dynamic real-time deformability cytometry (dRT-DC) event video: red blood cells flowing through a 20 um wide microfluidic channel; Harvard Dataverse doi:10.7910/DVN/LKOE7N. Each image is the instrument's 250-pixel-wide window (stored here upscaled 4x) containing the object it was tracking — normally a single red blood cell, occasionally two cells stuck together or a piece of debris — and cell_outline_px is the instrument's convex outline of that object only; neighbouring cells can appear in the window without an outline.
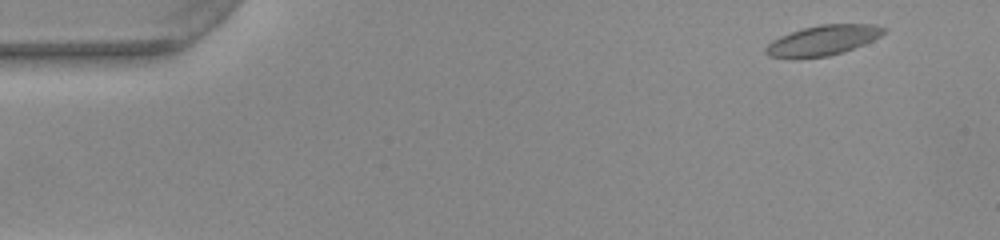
{"species": "common noctule bat (a hibernating species)", "species_latin": "Nyctalus noctula", "temperature_condition": "warm", "stored_images_in_passage": 51, "camera_frame_rate_fps": 3000, "um_per_image_px": 0.085, "animal": {"sex": "female", "body_mass_g": 22.0, "forearm_length_mm": 56.7}, "frame": {"image": 1, "passage_image": 3, "time_ms": 0.667, "image_size_px": [1000, 240], "cell_outline_px": [[888, 28], [880, 36], [864, 44], [844, 52], [828, 56], [800, 60], [788, 60], [768, 56], [764, 52], [764, 48], [772, 40], [780, 36], [804, 28], [820, 24], [876, 24]], "centroid_in_image_um": [69.89, 3.47], "position_along_channel_um": 15.1, "area_um2": 21.27}}
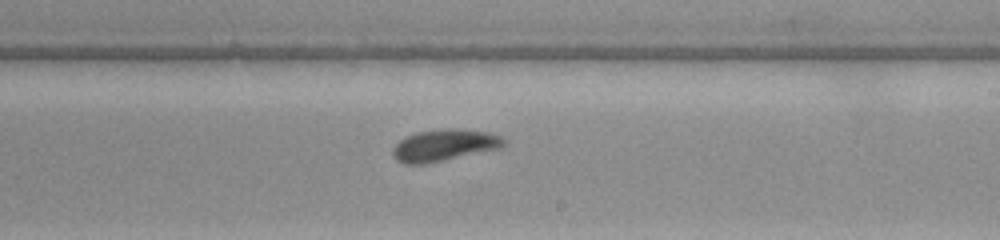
{"frame": {"image": 2, "passage_image": 30, "time_ms": 9.667, "image_size_px": [1000, 240], "cell_outline_px": [[508, 140], [500, 148], [424, 164], [404, 164], [396, 160], [392, 156], [392, 148], [404, 136], [416, 132], [444, 128], [456, 128], [488, 132], [500, 136]], "centroid_in_image_um": [37.73, 12.33], "position_along_channel_um": 251.3, "area_um2": 20.63}}
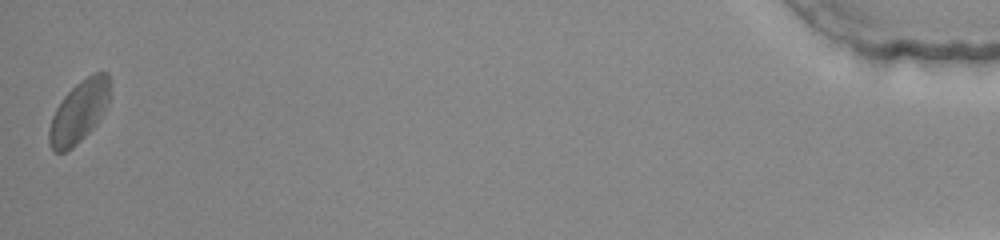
{"frame": {"image": 3, "passage_image": 51, "time_ms": 16.667, "image_size_px": [1000, 240], "cell_outline_px": [[108, 100], [100, 120], [72, 148], [64, 152], [56, 152], [52, 148], [48, 140], [48, 128], [52, 116], [56, 108], [64, 96], [80, 80], [96, 72], [108, 72]], "centroid_in_image_um": [6.68, 9.51], "position_along_channel_um": 428.5, "area_um2": 21.56}, "authors_computed_cell_mechanics": {"area_um2": 19.941, "velocity_mm_per_s": 3.8853, "shape_relaxation_time_tau1_ms": 1.7787, "shape_relaxation_time_tau2_ms": 2.2733, "deformation_change_tau1": 0.0944, "deformation_change_tau2": 0.0915}}